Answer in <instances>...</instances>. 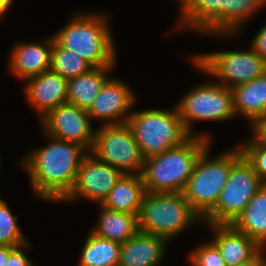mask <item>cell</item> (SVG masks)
Listing matches in <instances>:
<instances>
[{
    "label": "cell",
    "mask_w": 266,
    "mask_h": 266,
    "mask_svg": "<svg viewBox=\"0 0 266 266\" xmlns=\"http://www.w3.org/2000/svg\"><path fill=\"white\" fill-rule=\"evenodd\" d=\"M50 143L31 151L21 162L33 192L45 201L61 202L74 186L88 151L79 144L49 136Z\"/></svg>",
    "instance_id": "6da1fadb"
},
{
    "label": "cell",
    "mask_w": 266,
    "mask_h": 266,
    "mask_svg": "<svg viewBox=\"0 0 266 266\" xmlns=\"http://www.w3.org/2000/svg\"><path fill=\"white\" fill-rule=\"evenodd\" d=\"M206 135H193L181 145L146 158L141 172L146 192H183L201 152L210 144Z\"/></svg>",
    "instance_id": "7a4b0ae2"
},
{
    "label": "cell",
    "mask_w": 266,
    "mask_h": 266,
    "mask_svg": "<svg viewBox=\"0 0 266 266\" xmlns=\"http://www.w3.org/2000/svg\"><path fill=\"white\" fill-rule=\"evenodd\" d=\"M74 16L60 31L55 32L54 40L82 57L93 68L115 66L117 53L110 18L96 12H79Z\"/></svg>",
    "instance_id": "3957f363"
},
{
    "label": "cell",
    "mask_w": 266,
    "mask_h": 266,
    "mask_svg": "<svg viewBox=\"0 0 266 266\" xmlns=\"http://www.w3.org/2000/svg\"><path fill=\"white\" fill-rule=\"evenodd\" d=\"M203 218L191 207L183 192H146L138 214L139 231L168 241Z\"/></svg>",
    "instance_id": "277c9868"
},
{
    "label": "cell",
    "mask_w": 266,
    "mask_h": 266,
    "mask_svg": "<svg viewBox=\"0 0 266 266\" xmlns=\"http://www.w3.org/2000/svg\"><path fill=\"white\" fill-rule=\"evenodd\" d=\"M209 144L199 156L183 190L191 207L204 218L217 204L232 165L242 156L239 146L211 158Z\"/></svg>",
    "instance_id": "5b68a950"
},
{
    "label": "cell",
    "mask_w": 266,
    "mask_h": 266,
    "mask_svg": "<svg viewBox=\"0 0 266 266\" xmlns=\"http://www.w3.org/2000/svg\"><path fill=\"white\" fill-rule=\"evenodd\" d=\"M127 124L145 159L181 145L192 136L176 106L167 111L147 109L131 112Z\"/></svg>",
    "instance_id": "8992f818"
},
{
    "label": "cell",
    "mask_w": 266,
    "mask_h": 266,
    "mask_svg": "<svg viewBox=\"0 0 266 266\" xmlns=\"http://www.w3.org/2000/svg\"><path fill=\"white\" fill-rule=\"evenodd\" d=\"M195 68L221 81L218 83L233 88L266 73V61L250 46L247 51H217L192 55ZM226 81V82H225Z\"/></svg>",
    "instance_id": "52a82bcc"
},
{
    "label": "cell",
    "mask_w": 266,
    "mask_h": 266,
    "mask_svg": "<svg viewBox=\"0 0 266 266\" xmlns=\"http://www.w3.org/2000/svg\"><path fill=\"white\" fill-rule=\"evenodd\" d=\"M180 118L193 136L194 121H227L236 116L232 88L217 81L203 83L188 91L176 105Z\"/></svg>",
    "instance_id": "ba28073f"
},
{
    "label": "cell",
    "mask_w": 266,
    "mask_h": 266,
    "mask_svg": "<svg viewBox=\"0 0 266 266\" xmlns=\"http://www.w3.org/2000/svg\"><path fill=\"white\" fill-rule=\"evenodd\" d=\"M90 153L123 174H141L145 158L127 123L101 125Z\"/></svg>",
    "instance_id": "9c48e42d"
},
{
    "label": "cell",
    "mask_w": 266,
    "mask_h": 266,
    "mask_svg": "<svg viewBox=\"0 0 266 266\" xmlns=\"http://www.w3.org/2000/svg\"><path fill=\"white\" fill-rule=\"evenodd\" d=\"M262 184L252 165L242 155L232 165L216 206L203 218V222L231 224Z\"/></svg>",
    "instance_id": "30bf717a"
},
{
    "label": "cell",
    "mask_w": 266,
    "mask_h": 266,
    "mask_svg": "<svg viewBox=\"0 0 266 266\" xmlns=\"http://www.w3.org/2000/svg\"><path fill=\"white\" fill-rule=\"evenodd\" d=\"M90 120L86 110L64 103L49 111L39 122L45 134L79 144L90 152L96 131Z\"/></svg>",
    "instance_id": "8fae6325"
},
{
    "label": "cell",
    "mask_w": 266,
    "mask_h": 266,
    "mask_svg": "<svg viewBox=\"0 0 266 266\" xmlns=\"http://www.w3.org/2000/svg\"><path fill=\"white\" fill-rule=\"evenodd\" d=\"M122 175L120 170L88 152L81 161L73 188L61 202L84 197L101 204Z\"/></svg>",
    "instance_id": "7c38bea8"
},
{
    "label": "cell",
    "mask_w": 266,
    "mask_h": 266,
    "mask_svg": "<svg viewBox=\"0 0 266 266\" xmlns=\"http://www.w3.org/2000/svg\"><path fill=\"white\" fill-rule=\"evenodd\" d=\"M135 98L127 83L109 77L87 112L91 120H104L103 125L127 123Z\"/></svg>",
    "instance_id": "4fadbf2b"
},
{
    "label": "cell",
    "mask_w": 266,
    "mask_h": 266,
    "mask_svg": "<svg viewBox=\"0 0 266 266\" xmlns=\"http://www.w3.org/2000/svg\"><path fill=\"white\" fill-rule=\"evenodd\" d=\"M68 79L50 69L25 81L24 95L41 118L61 104L67 103Z\"/></svg>",
    "instance_id": "5bb4252c"
},
{
    "label": "cell",
    "mask_w": 266,
    "mask_h": 266,
    "mask_svg": "<svg viewBox=\"0 0 266 266\" xmlns=\"http://www.w3.org/2000/svg\"><path fill=\"white\" fill-rule=\"evenodd\" d=\"M178 4L180 29L223 34V0H178Z\"/></svg>",
    "instance_id": "9a60e30c"
},
{
    "label": "cell",
    "mask_w": 266,
    "mask_h": 266,
    "mask_svg": "<svg viewBox=\"0 0 266 266\" xmlns=\"http://www.w3.org/2000/svg\"><path fill=\"white\" fill-rule=\"evenodd\" d=\"M53 35L40 43H17L9 54V70L26 81L50 69Z\"/></svg>",
    "instance_id": "2e32d148"
},
{
    "label": "cell",
    "mask_w": 266,
    "mask_h": 266,
    "mask_svg": "<svg viewBox=\"0 0 266 266\" xmlns=\"http://www.w3.org/2000/svg\"><path fill=\"white\" fill-rule=\"evenodd\" d=\"M215 233L212 240L219 248L227 266H239L250 261L263 248L231 224H207Z\"/></svg>",
    "instance_id": "e0dca14e"
},
{
    "label": "cell",
    "mask_w": 266,
    "mask_h": 266,
    "mask_svg": "<svg viewBox=\"0 0 266 266\" xmlns=\"http://www.w3.org/2000/svg\"><path fill=\"white\" fill-rule=\"evenodd\" d=\"M168 243L163 237L138 231L132 238L121 243L118 266H160Z\"/></svg>",
    "instance_id": "ac0fdd59"
},
{
    "label": "cell",
    "mask_w": 266,
    "mask_h": 266,
    "mask_svg": "<svg viewBox=\"0 0 266 266\" xmlns=\"http://www.w3.org/2000/svg\"><path fill=\"white\" fill-rule=\"evenodd\" d=\"M145 194L141 174H123L100 205L113 211L138 215Z\"/></svg>",
    "instance_id": "d6986e66"
},
{
    "label": "cell",
    "mask_w": 266,
    "mask_h": 266,
    "mask_svg": "<svg viewBox=\"0 0 266 266\" xmlns=\"http://www.w3.org/2000/svg\"><path fill=\"white\" fill-rule=\"evenodd\" d=\"M231 225L254 239L262 248L266 246V184L257 190L244 210Z\"/></svg>",
    "instance_id": "ffe728a7"
},
{
    "label": "cell",
    "mask_w": 266,
    "mask_h": 266,
    "mask_svg": "<svg viewBox=\"0 0 266 266\" xmlns=\"http://www.w3.org/2000/svg\"><path fill=\"white\" fill-rule=\"evenodd\" d=\"M234 111L245 116L250 124L260 120L266 110V73L232 88Z\"/></svg>",
    "instance_id": "44dd1931"
},
{
    "label": "cell",
    "mask_w": 266,
    "mask_h": 266,
    "mask_svg": "<svg viewBox=\"0 0 266 266\" xmlns=\"http://www.w3.org/2000/svg\"><path fill=\"white\" fill-rule=\"evenodd\" d=\"M115 66L92 68L89 72L68 79L67 103L88 111Z\"/></svg>",
    "instance_id": "7402d4cb"
},
{
    "label": "cell",
    "mask_w": 266,
    "mask_h": 266,
    "mask_svg": "<svg viewBox=\"0 0 266 266\" xmlns=\"http://www.w3.org/2000/svg\"><path fill=\"white\" fill-rule=\"evenodd\" d=\"M99 206V222L91 230L97 236L124 243L139 231L138 215Z\"/></svg>",
    "instance_id": "603a6c76"
},
{
    "label": "cell",
    "mask_w": 266,
    "mask_h": 266,
    "mask_svg": "<svg viewBox=\"0 0 266 266\" xmlns=\"http://www.w3.org/2000/svg\"><path fill=\"white\" fill-rule=\"evenodd\" d=\"M78 266H118L121 243L97 236L92 231L83 244Z\"/></svg>",
    "instance_id": "cb8c5ba5"
},
{
    "label": "cell",
    "mask_w": 266,
    "mask_h": 266,
    "mask_svg": "<svg viewBox=\"0 0 266 266\" xmlns=\"http://www.w3.org/2000/svg\"><path fill=\"white\" fill-rule=\"evenodd\" d=\"M264 7L260 0H223V34H210L219 37L232 36L247 22L248 18ZM237 31V32H236Z\"/></svg>",
    "instance_id": "d4e9b609"
},
{
    "label": "cell",
    "mask_w": 266,
    "mask_h": 266,
    "mask_svg": "<svg viewBox=\"0 0 266 266\" xmlns=\"http://www.w3.org/2000/svg\"><path fill=\"white\" fill-rule=\"evenodd\" d=\"M93 67L74 52L61 47L55 40L51 50L50 70L71 79L89 72Z\"/></svg>",
    "instance_id": "484cf974"
},
{
    "label": "cell",
    "mask_w": 266,
    "mask_h": 266,
    "mask_svg": "<svg viewBox=\"0 0 266 266\" xmlns=\"http://www.w3.org/2000/svg\"><path fill=\"white\" fill-rule=\"evenodd\" d=\"M17 218L0 197V245L16 247L28 242L16 222Z\"/></svg>",
    "instance_id": "4316f807"
},
{
    "label": "cell",
    "mask_w": 266,
    "mask_h": 266,
    "mask_svg": "<svg viewBox=\"0 0 266 266\" xmlns=\"http://www.w3.org/2000/svg\"><path fill=\"white\" fill-rule=\"evenodd\" d=\"M192 266H227L217 245L211 240L199 244L189 255Z\"/></svg>",
    "instance_id": "83f0119b"
},
{
    "label": "cell",
    "mask_w": 266,
    "mask_h": 266,
    "mask_svg": "<svg viewBox=\"0 0 266 266\" xmlns=\"http://www.w3.org/2000/svg\"><path fill=\"white\" fill-rule=\"evenodd\" d=\"M242 155L252 165L263 184H266V149L257 146L251 138L239 145Z\"/></svg>",
    "instance_id": "f1b7e54d"
},
{
    "label": "cell",
    "mask_w": 266,
    "mask_h": 266,
    "mask_svg": "<svg viewBox=\"0 0 266 266\" xmlns=\"http://www.w3.org/2000/svg\"><path fill=\"white\" fill-rule=\"evenodd\" d=\"M29 243L14 247L9 254L6 266H33L32 261L23 251L24 247L27 248L30 245Z\"/></svg>",
    "instance_id": "f546056e"
},
{
    "label": "cell",
    "mask_w": 266,
    "mask_h": 266,
    "mask_svg": "<svg viewBox=\"0 0 266 266\" xmlns=\"http://www.w3.org/2000/svg\"><path fill=\"white\" fill-rule=\"evenodd\" d=\"M252 128V141L260 147L266 149V122L256 120L250 124Z\"/></svg>",
    "instance_id": "4dcf8cb0"
},
{
    "label": "cell",
    "mask_w": 266,
    "mask_h": 266,
    "mask_svg": "<svg viewBox=\"0 0 266 266\" xmlns=\"http://www.w3.org/2000/svg\"><path fill=\"white\" fill-rule=\"evenodd\" d=\"M250 46L266 61V24L254 36Z\"/></svg>",
    "instance_id": "1f68e13d"
},
{
    "label": "cell",
    "mask_w": 266,
    "mask_h": 266,
    "mask_svg": "<svg viewBox=\"0 0 266 266\" xmlns=\"http://www.w3.org/2000/svg\"><path fill=\"white\" fill-rule=\"evenodd\" d=\"M262 251L264 252V248L250 261L244 262L239 266H266V256Z\"/></svg>",
    "instance_id": "d6a6232c"
},
{
    "label": "cell",
    "mask_w": 266,
    "mask_h": 266,
    "mask_svg": "<svg viewBox=\"0 0 266 266\" xmlns=\"http://www.w3.org/2000/svg\"><path fill=\"white\" fill-rule=\"evenodd\" d=\"M14 246L0 245V266H6L9 254Z\"/></svg>",
    "instance_id": "836d02e7"
},
{
    "label": "cell",
    "mask_w": 266,
    "mask_h": 266,
    "mask_svg": "<svg viewBox=\"0 0 266 266\" xmlns=\"http://www.w3.org/2000/svg\"><path fill=\"white\" fill-rule=\"evenodd\" d=\"M13 0H0V20L10 8Z\"/></svg>",
    "instance_id": "e575fe53"
},
{
    "label": "cell",
    "mask_w": 266,
    "mask_h": 266,
    "mask_svg": "<svg viewBox=\"0 0 266 266\" xmlns=\"http://www.w3.org/2000/svg\"><path fill=\"white\" fill-rule=\"evenodd\" d=\"M259 121L266 122V110Z\"/></svg>",
    "instance_id": "d590c367"
},
{
    "label": "cell",
    "mask_w": 266,
    "mask_h": 266,
    "mask_svg": "<svg viewBox=\"0 0 266 266\" xmlns=\"http://www.w3.org/2000/svg\"><path fill=\"white\" fill-rule=\"evenodd\" d=\"M260 2L263 4V6L264 4L266 5V0H260Z\"/></svg>",
    "instance_id": "8d00e7d4"
}]
</instances>
